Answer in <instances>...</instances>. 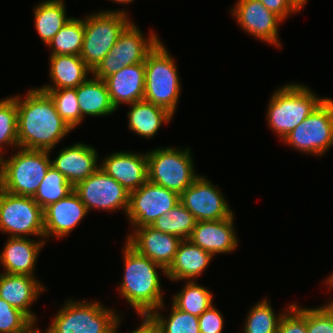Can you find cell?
Returning <instances> with one entry per match:
<instances>
[{
	"label": "cell",
	"mask_w": 333,
	"mask_h": 333,
	"mask_svg": "<svg viewBox=\"0 0 333 333\" xmlns=\"http://www.w3.org/2000/svg\"><path fill=\"white\" fill-rule=\"evenodd\" d=\"M21 97L16 96L18 148L51 152L72 129L59 115L47 92L32 88L24 99Z\"/></svg>",
	"instance_id": "6da1fadb"
},
{
	"label": "cell",
	"mask_w": 333,
	"mask_h": 333,
	"mask_svg": "<svg viewBox=\"0 0 333 333\" xmlns=\"http://www.w3.org/2000/svg\"><path fill=\"white\" fill-rule=\"evenodd\" d=\"M124 277L119 291L137 314L149 315L164 303L158 269L166 270L148 257L138 254L127 243L124 244Z\"/></svg>",
	"instance_id": "7a4b0ae2"
},
{
	"label": "cell",
	"mask_w": 333,
	"mask_h": 333,
	"mask_svg": "<svg viewBox=\"0 0 333 333\" xmlns=\"http://www.w3.org/2000/svg\"><path fill=\"white\" fill-rule=\"evenodd\" d=\"M317 97L309 87L291 83L275 90L268 101V125L284 139L326 99Z\"/></svg>",
	"instance_id": "3957f363"
},
{
	"label": "cell",
	"mask_w": 333,
	"mask_h": 333,
	"mask_svg": "<svg viewBox=\"0 0 333 333\" xmlns=\"http://www.w3.org/2000/svg\"><path fill=\"white\" fill-rule=\"evenodd\" d=\"M145 89L143 100L165 108L174 115L181 83L174 57L160 40L145 60Z\"/></svg>",
	"instance_id": "277c9868"
},
{
	"label": "cell",
	"mask_w": 333,
	"mask_h": 333,
	"mask_svg": "<svg viewBox=\"0 0 333 333\" xmlns=\"http://www.w3.org/2000/svg\"><path fill=\"white\" fill-rule=\"evenodd\" d=\"M65 301L44 333H113L122 317L99 301Z\"/></svg>",
	"instance_id": "5b68a950"
},
{
	"label": "cell",
	"mask_w": 333,
	"mask_h": 333,
	"mask_svg": "<svg viewBox=\"0 0 333 333\" xmlns=\"http://www.w3.org/2000/svg\"><path fill=\"white\" fill-rule=\"evenodd\" d=\"M51 166L49 151L18 148L12 157L2 156L1 189L33 197Z\"/></svg>",
	"instance_id": "8992f818"
},
{
	"label": "cell",
	"mask_w": 333,
	"mask_h": 333,
	"mask_svg": "<svg viewBox=\"0 0 333 333\" xmlns=\"http://www.w3.org/2000/svg\"><path fill=\"white\" fill-rule=\"evenodd\" d=\"M124 10L100 11L85 16L80 57L93 71L109 53L123 30L131 23Z\"/></svg>",
	"instance_id": "52a82bcc"
},
{
	"label": "cell",
	"mask_w": 333,
	"mask_h": 333,
	"mask_svg": "<svg viewBox=\"0 0 333 333\" xmlns=\"http://www.w3.org/2000/svg\"><path fill=\"white\" fill-rule=\"evenodd\" d=\"M190 148H156L147 152L148 180L181 195L199 177Z\"/></svg>",
	"instance_id": "ba28073f"
},
{
	"label": "cell",
	"mask_w": 333,
	"mask_h": 333,
	"mask_svg": "<svg viewBox=\"0 0 333 333\" xmlns=\"http://www.w3.org/2000/svg\"><path fill=\"white\" fill-rule=\"evenodd\" d=\"M148 37L146 39L136 24L131 22L120 34L109 53L92 71L91 77L104 80L126 66L145 62L148 53L160 41L153 31Z\"/></svg>",
	"instance_id": "9c48e42d"
},
{
	"label": "cell",
	"mask_w": 333,
	"mask_h": 333,
	"mask_svg": "<svg viewBox=\"0 0 333 333\" xmlns=\"http://www.w3.org/2000/svg\"><path fill=\"white\" fill-rule=\"evenodd\" d=\"M282 141L301 153L324 155L333 147V99L327 97Z\"/></svg>",
	"instance_id": "30bf717a"
},
{
	"label": "cell",
	"mask_w": 333,
	"mask_h": 333,
	"mask_svg": "<svg viewBox=\"0 0 333 333\" xmlns=\"http://www.w3.org/2000/svg\"><path fill=\"white\" fill-rule=\"evenodd\" d=\"M0 231L9 237L34 235L44 239L43 209L32 197L0 189Z\"/></svg>",
	"instance_id": "8fae6325"
},
{
	"label": "cell",
	"mask_w": 333,
	"mask_h": 333,
	"mask_svg": "<svg viewBox=\"0 0 333 333\" xmlns=\"http://www.w3.org/2000/svg\"><path fill=\"white\" fill-rule=\"evenodd\" d=\"M180 202V195L147 180L129 193L126 213L133 228L151 226L154 221L171 211Z\"/></svg>",
	"instance_id": "7c38bea8"
},
{
	"label": "cell",
	"mask_w": 333,
	"mask_h": 333,
	"mask_svg": "<svg viewBox=\"0 0 333 333\" xmlns=\"http://www.w3.org/2000/svg\"><path fill=\"white\" fill-rule=\"evenodd\" d=\"M74 192L88 211L92 209L104 211L123 209L125 214L127 213L129 192L101 168L84 181L76 184Z\"/></svg>",
	"instance_id": "4fadbf2b"
},
{
	"label": "cell",
	"mask_w": 333,
	"mask_h": 333,
	"mask_svg": "<svg viewBox=\"0 0 333 333\" xmlns=\"http://www.w3.org/2000/svg\"><path fill=\"white\" fill-rule=\"evenodd\" d=\"M202 175L181 195L180 202L193 214L196 221L227 219L233 215L223 193Z\"/></svg>",
	"instance_id": "5bb4252c"
},
{
	"label": "cell",
	"mask_w": 333,
	"mask_h": 333,
	"mask_svg": "<svg viewBox=\"0 0 333 333\" xmlns=\"http://www.w3.org/2000/svg\"><path fill=\"white\" fill-rule=\"evenodd\" d=\"M230 11L246 33L281 49L278 27L283 20L259 0H238Z\"/></svg>",
	"instance_id": "9a60e30c"
},
{
	"label": "cell",
	"mask_w": 333,
	"mask_h": 333,
	"mask_svg": "<svg viewBox=\"0 0 333 333\" xmlns=\"http://www.w3.org/2000/svg\"><path fill=\"white\" fill-rule=\"evenodd\" d=\"M131 232L133 233L126 237V243L138 254L148 257L167 270L182 239L151 226L138 227Z\"/></svg>",
	"instance_id": "2e32d148"
},
{
	"label": "cell",
	"mask_w": 333,
	"mask_h": 333,
	"mask_svg": "<svg viewBox=\"0 0 333 333\" xmlns=\"http://www.w3.org/2000/svg\"><path fill=\"white\" fill-rule=\"evenodd\" d=\"M234 214L222 220L197 221L188 240L210 253L213 257L229 254L238 247Z\"/></svg>",
	"instance_id": "e0dca14e"
},
{
	"label": "cell",
	"mask_w": 333,
	"mask_h": 333,
	"mask_svg": "<svg viewBox=\"0 0 333 333\" xmlns=\"http://www.w3.org/2000/svg\"><path fill=\"white\" fill-rule=\"evenodd\" d=\"M87 207L73 191L67 197L47 206L44 214V238H63L88 214ZM52 235V236H51Z\"/></svg>",
	"instance_id": "ac0fdd59"
},
{
	"label": "cell",
	"mask_w": 333,
	"mask_h": 333,
	"mask_svg": "<svg viewBox=\"0 0 333 333\" xmlns=\"http://www.w3.org/2000/svg\"><path fill=\"white\" fill-rule=\"evenodd\" d=\"M100 168L120 183L129 193L148 180L146 153L114 152L102 160Z\"/></svg>",
	"instance_id": "d6986e66"
},
{
	"label": "cell",
	"mask_w": 333,
	"mask_h": 333,
	"mask_svg": "<svg viewBox=\"0 0 333 333\" xmlns=\"http://www.w3.org/2000/svg\"><path fill=\"white\" fill-rule=\"evenodd\" d=\"M97 162V150L81 142L61 149L59 155L51 160L52 167L64 175L73 187L100 168Z\"/></svg>",
	"instance_id": "ffe728a7"
},
{
	"label": "cell",
	"mask_w": 333,
	"mask_h": 333,
	"mask_svg": "<svg viewBox=\"0 0 333 333\" xmlns=\"http://www.w3.org/2000/svg\"><path fill=\"white\" fill-rule=\"evenodd\" d=\"M110 101L117 110L120 104L130 105L144 98L145 63L126 66L104 79Z\"/></svg>",
	"instance_id": "44dd1931"
},
{
	"label": "cell",
	"mask_w": 333,
	"mask_h": 333,
	"mask_svg": "<svg viewBox=\"0 0 333 333\" xmlns=\"http://www.w3.org/2000/svg\"><path fill=\"white\" fill-rule=\"evenodd\" d=\"M44 289L35 276L0 274V298L24 312L35 324L36 315L30 310V306Z\"/></svg>",
	"instance_id": "7402d4cb"
},
{
	"label": "cell",
	"mask_w": 333,
	"mask_h": 333,
	"mask_svg": "<svg viewBox=\"0 0 333 333\" xmlns=\"http://www.w3.org/2000/svg\"><path fill=\"white\" fill-rule=\"evenodd\" d=\"M30 237H8L0 254L4 273L34 276L38 254L45 244L43 239L34 241Z\"/></svg>",
	"instance_id": "603a6c76"
},
{
	"label": "cell",
	"mask_w": 333,
	"mask_h": 333,
	"mask_svg": "<svg viewBox=\"0 0 333 333\" xmlns=\"http://www.w3.org/2000/svg\"><path fill=\"white\" fill-rule=\"evenodd\" d=\"M211 260L213 256L210 253L188 239L182 240L165 276L171 281L195 280L208 267Z\"/></svg>",
	"instance_id": "cb8c5ba5"
},
{
	"label": "cell",
	"mask_w": 333,
	"mask_h": 333,
	"mask_svg": "<svg viewBox=\"0 0 333 333\" xmlns=\"http://www.w3.org/2000/svg\"><path fill=\"white\" fill-rule=\"evenodd\" d=\"M49 76L53 85H43L40 90L77 88L88 79L92 70L79 55H50Z\"/></svg>",
	"instance_id": "d4e9b609"
},
{
	"label": "cell",
	"mask_w": 333,
	"mask_h": 333,
	"mask_svg": "<svg viewBox=\"0 0 333 333\" xmlns=\"http://www.w3.org/2000/svg\"><path fill=\"white\" fill-rule=\"evenodd\" d=\"M128 129L144 138H152L157 134L161 125L168 123L173 115L165 108L145 100L129 105Z\"/></svg>",
	"instance_id": "484cf974"
},
{
	"label": "cell",
	"mask_w": 333,
	"mask_h": 333,
	"mask_svg": "<svg viewBox=\"0 0 333 333\" xmlns=\"http://www.w3.org/2000/svg\"><path fill=\"white\" fill-rule=\"evenodd\" d=\"M81 115L88 116H108L114 113L107 85L104 80L93 77L76 88Z\"/></svg>",
	"instance_id": "4316f807"
},
{
	"label": "cell",
	"mask_w": 333,
	"mask_h": 333,
	"mask_svg": "<svg viewBox=\"0 0 333 333\" xmlns=\"http://www.w3.org/2000/svg\"><path fill=\"white\" fill-rule=\"evenodd\" d=\"M65 6L63 0H44L34 7L35 28L46 46L71 18Z\"/></svg>",
	"instance_id": "83f0119b"
},
{
	"label": "cell",
	"mask_w": 333,
	"mask_h": 333,
	"mask_svg": "<svg viewBox=\"0 0 333 333\" xmlns=\"http://www.w3.org/2000/svg\"><path fill=\"white\" fill-rule=\"evenodd\" d=\"M84 41L83 19L70 18L47 45L51 55H80Z\"/></svg>",
	"instance_id": "f1b7e54d"
},
{
	"label": "cell",
	"mask_w": 333,
	"mask_h": 333,
	"mask_svg": "<svg viewBox=\"0 0 333 333\" xmlns=\"http://www.w3.org/2000/svg\"><path fill=\"white\" fill-rule=\"evenodd\" d=\"M213 294L194 280L187 281L180 292L172 298V303L180 310L199 317L213 305Z\"/></svg>",
	"instance_id": "f546056e"
},
{
	"label": "cell",
	"mask_w": 333,
	"mask_h": 333,
	"mask_svg": "<svg viewBox=\"0 0 333 333\" xmlns=\"http://www.w3.org/2000/svg\"><path fill=\"white\" fill-rule=\"evenodd\" d=\"M196 222L193 214L179 202L171 211L158 217L151 227L185 240L190 238Z\"/></svg>",
	"instance_id": "4dcf8cb0"
},
{
	"label": "cell",
	"mask_w": 333,
	"mask_h": 333,
	"mask_svg": "<svg viewBox=\"0 0 333 333\" xmlns=\"http://www.w3.org/2000/svg\"><path fill=\"white\" fill-rule=\"evenodd\" d=\"M162 307L164 308V303L149 314L157 324L159 333H200L197 316L178 309L172 303L170 315L164 317L159 313Z\"/></svg>",
	"instance_id": "1f68e13d"
},
{
	"label": "cell",
	"mask_w": 333,
	"mask_h": 333,
	"mask_svg": "<svg viewBox=\"0 0 333 333\" xmlns=\"http://www.w3.org/2000/svg\"><path fill=\"white\" fill-rule=\"evenodd\" d=\"M73 191L74 187L65 176L51 166L32 198L44 210L47 206L67 197Z\"/></svg>",
	"instance_id": "d6a6232c"
},
{
	"label": "cell",
	"mask_w": 333,
	"mask_h": 333,
	"mask_svg": "<svg viewBox=\"0 0 333 333\" xmlns=\"http://www.w3.org/2000/svg\"><path fill=\"white\" fill-rule=\"evenodd\" d=\"M285 312L275 314L269 301L263 299L247 313L243 333H277L279 321Z\"/></svg>",
	"instance_id": "836d02e7"
},
{
	"label": "cell",
	"mask_w": 333,
	"mask_h": 333,
	"mask_svg": "<svg viewBox=\"0 0 333 333\" xmlns=\"http://www.w3.org/2000/svg\"><path fill=\"white\" fill-rule=\"evenodd\" d=\"M53 99L57 112L73 130L81 124L83 117L79 108L76 88L42 90Z\"/></svg>",
	"instance_id": "e575fe53"
},
{
	"label": "cell",
	"mask_w": 333,
	"mask_h": 333,
	"mask_svg": "<svg viewBox=\"0 0 333 333\" xmlns=\"http://www.w3.org/2000/svg\"><path fill=\"white\" fill-rule=\"evenodd\" d=\"M18 147V110L16 96L0 100V150L4 146ZM0 155L3 153L0 151Z\"/></svg>",
	"instance_id": "d590c367"
},
{
	"label": "cell",
	"mask_w": 333,
	"mask_h": 333,
	"mask_svg": "<svg viewBox=\"0 0 333 333\" xmlns=\"http://www.w3.org/2000/svg\"><path fill=\"white\" fill-rule=\"evenodd\" d=\"M34 325L24 312L0 298V333H28Z\"/></svg>",
	"instance_id": "8d00e7d4"
},
{
	"label": "cell",
	"mask_w": 333,
	"mask_h": 333,
	"mask_svg": "<svg viewBox=\"0 0 333 333\" xmlns=\"http://www.w3.org/2000/svg\"><path fill=\"white\" fill-rule=\"evenodd\" d=\"M307 333H333V313L326 306L306 308Z\"/></svg>",
	"instance_id": "74e56055"
},
{
	"label": "cell",
	"mask_w": 333,
	"mask_h": 333,
	"mask_svg": "<svg viewBox=\"0 0 333 333\" xmlns=\"http://www.w3.org/2000/svg\"><path fill=\"white\" fill-rule=\"evenodd\" d=\"M286 309L288 312L281 317L277 333H307L306 308L291 303Z\"/></svg>",
	"instance_id": "f35d334b"
},
{
	"label": "cell",
	"mask_w": 333,
	"mask_h": 333,
	"mask_svg": "<svg viewBox=\"0 0 333 333\" xmlns=\"http://www.w3.org/2000/svg\"><path fill=\"white\" fill-rule=\"evenodd\" d=\"M200 333H222L224 319L222 313L212 305L199 317Z\"/></svg>",
	"instance_id": "ab89813d"
},
{
	"label": "cell",
	"mask_w": 333,
	"mask_h": 333,
	"mask_svg": "<svg viewBox=\"0 0 333 333\" xmlns=\"http://www.w3.org/2000/svg\"><path fill=\"white\" fill-rule=\"evenodd\" d=\"M268 10L279 16L283 21L302 8L294 0H259Z\"/></svg>",
	"instance_id": "60d3db41"
},
{
	"label": "cell",
	"mask_w": 333,
	"mask_h": 333,
	"mask_svg": "<svg viewBox=\"0 0 333 333\" xmlns=\"http://www.w3.org/2000/svg\"><path fill=\"white\" fill-rule=\"evenodd\" d=\"M140 318H142L141 325L137 329L132 330L131 333H159L157 324L149 315H140ZM121 319V317L118 319L113 333L118 332L117 329L119 328Z\"/></svg>",
	"instance_id": "b9f144b4"
},
{
	"label": "cell",
	"mask_w": 333,
	"mask_h": 333,
	"mask_svg": "<svg viewBox=\"0 0 333 333\" xmlns=\"http://www.w3.org/2000/svg\"><path fill=\"white\" fill-rule=\"evenodd\" d=\"M325 283H327V286H330V289L333 290V274H331V276H329L326 280ZM325 305H333V299H331V301L329 300V302Z\"/></svg>",
	"instance_id": "7bdbcfd3"
},
{
	"label": "cell",
	"mask_w": 333,
	"mask_h": 333,
	"mask_svg": "<svg viewBox=\"0 0 333 333\" xmlns=\"http://www.w3.org/2000/svg\"><path fill=\"white\" fill-rule=\"evenodd\" d=\"M111 1H115L116 3H120V4H130V3H132L134 0H111Z\"/></svg>",
	"instance_id": "ee69618b"
},
{
	"label": "cell",
	"mask_w": 333,
	"mask_h": 333,
	"mask_svg": "<svg viewBox=\"0 0 333 333\" xmlns=\"http://www.w3.org/2000/svg\"><path fill=\"white\" fill-rule=\"evenodd\" d=\"M301 8H303L306 3H307V0H294Z\"/></svg>",
	"instance_id": "f6af8a7d"
},
{
	"label": "cell",
	"mask_w": 333,
	"mask_h": 333,
	"mask_svg": "<svg viewBox=\"0 0 333 333\" xmlns=\"http://www.w3.org/2000/svg\"><path fill=\"white\" fill-rule=\"evenodd\" d=\"M28 333H42L36 326L32 330H30ZM44 333V331H43Z\"/></svg>",
	"instance_id": "bcb514c9"
},
{
	"label": "cell",
	"mask_w": 333,
	"mask_h": 333,
	"mask_svg": "<svg viewBox=\"0 0 333 333\" xmlns=\"http://www.w3.org/2000/svg\"><path fill=\"white\" fill-rule=\"evenodd\" d=\"M1 173H2V155H0V189H1Z\"/></svg>",
	"instance_id": "7dc6e473"
},
{
	"label": "cell",
	"mask_w": 333,
	"mask_h": 333,
	"mask_svg": "<svg viewBox=\"0 0 333 333\" xmlns=\"http://www.w3.org/2000/svg\"><path fill=\"white\" fill-rule=\"evenodd\" d=\"M333 313V305H326Z\"/></svg>",
	"instance_id": "c3c4849f"
}]
</instances>
